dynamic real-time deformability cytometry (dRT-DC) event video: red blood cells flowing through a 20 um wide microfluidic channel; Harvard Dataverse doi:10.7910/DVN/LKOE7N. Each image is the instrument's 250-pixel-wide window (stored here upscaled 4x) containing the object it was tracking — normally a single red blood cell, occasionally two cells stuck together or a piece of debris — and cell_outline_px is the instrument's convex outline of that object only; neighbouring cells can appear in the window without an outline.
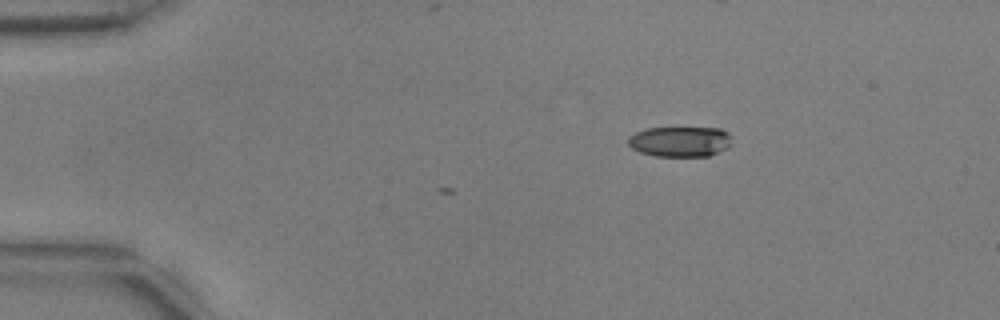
{"species": "common noctule bat (a hibernating species)", "species_latin": "Nyctalus noctula", "temperature_condition": "warm", "stored_images_in_passage": 4, "camera_frame_rate_fps": 3000, "um_per_image_px": 0.085, "animal": {"sex": "male", "body_mass_g": 17.9, "forearm_length_mm": 54.2}, "frame": {"image": 1, "passage_image": 1, "time_ms": 0.0, "image_size_px": [1000, 320], "cell_outline_px": [[732, 144], [728, 148], [708, 156], [656, 156], [640, 152], [632, 148], [628, 144], [628, 136], [644, 128], [720, 128], [728, 132], [732, 136]], "centroid_in_image_um": [57.83, 12.02], "position_along_channel_um": 27.2, "area_um2": 18.55}}